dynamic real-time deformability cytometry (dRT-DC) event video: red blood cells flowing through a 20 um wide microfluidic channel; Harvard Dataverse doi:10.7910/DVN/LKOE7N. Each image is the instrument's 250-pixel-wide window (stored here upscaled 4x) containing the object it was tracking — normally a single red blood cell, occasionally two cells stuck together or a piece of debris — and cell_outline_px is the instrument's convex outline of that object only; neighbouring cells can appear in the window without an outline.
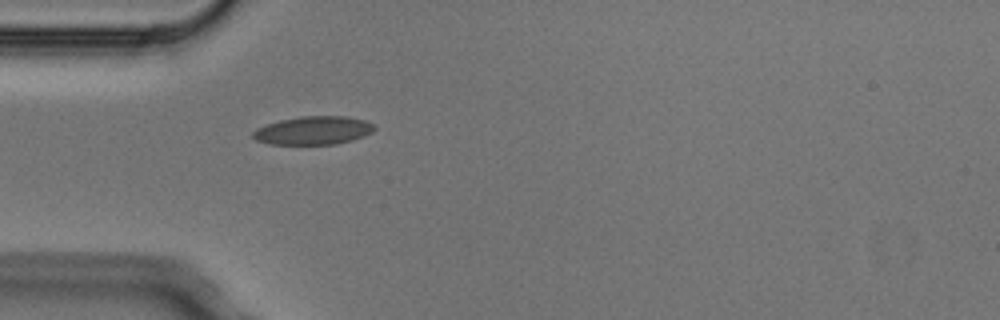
{"species": "Egyptian fruit bat (a non-hibernating species)", "species_latin": "Rousettus aegyptiacus", "temperature_condition": "cold", "stored_images_in_passage": 1, "camera_frame_rate_fps": 3000, "um_per_image_px": 0.085, "animal": {"sex": "male"}, "frame": {"image": 1, "passage_image": 1, "time_ms": 0.0, "image_size_px": [1000, 320], "cell_outline_px": [[376, 128], [372, 132], [364, 136], [352, 140], [336, 144], [268, 144], [256, 140], [252, 136], [252, 132], [256, 128], [280, 120], [300, 116], [348, 116], [364, 120], [372, 124]], "centroid_in_image_um": [26.63, 11.09], "position_along_channel_um": 58.4, "area_um2": 20.06}}